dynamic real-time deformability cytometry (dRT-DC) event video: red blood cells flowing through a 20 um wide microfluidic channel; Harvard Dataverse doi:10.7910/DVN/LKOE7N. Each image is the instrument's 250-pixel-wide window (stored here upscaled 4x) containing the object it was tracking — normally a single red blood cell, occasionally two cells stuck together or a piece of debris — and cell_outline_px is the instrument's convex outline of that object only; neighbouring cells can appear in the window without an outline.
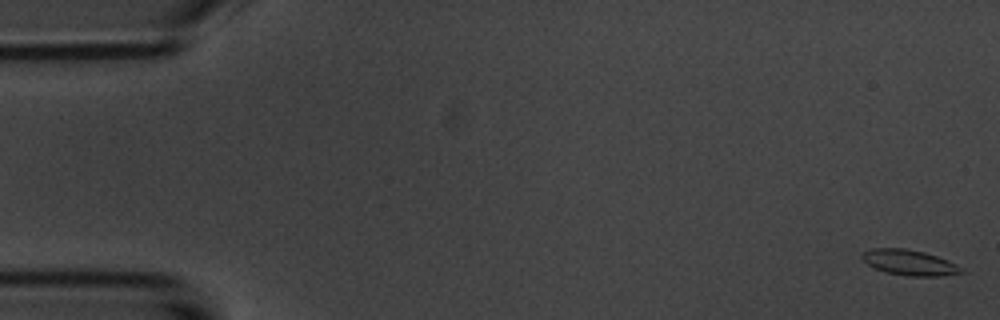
{"species": "common noctule bat (a hibernating species)", "species_latin": "Nyctalus noctula", "temperature_condition": "room temperature", "stored_images_in_passage": 10, "camera_frame_rate_fps": 3000, "um_per_image_px": 0.085, "animal": {"sex": "male", "body_mass_g": 20.1, "forearm_length_mm": 53.5}, "frame": {"image": 1, "passage_image": 1, "time_ms": 0.0, "image_size_px": [1000, 320], "cell_outline_px": [[964, 272], [940, 276], [908, 276], [888, 272], [876, 268], [868, 264], [860, 256], [864, 252], [872, 248], [904, 248], [924, 252], [936, 256], [956, 264], [964, 268]], "centroid_in_image_um": [77.32, 22.31], "position_along_channel_um": 7.7, "area_um2": 14.51}}
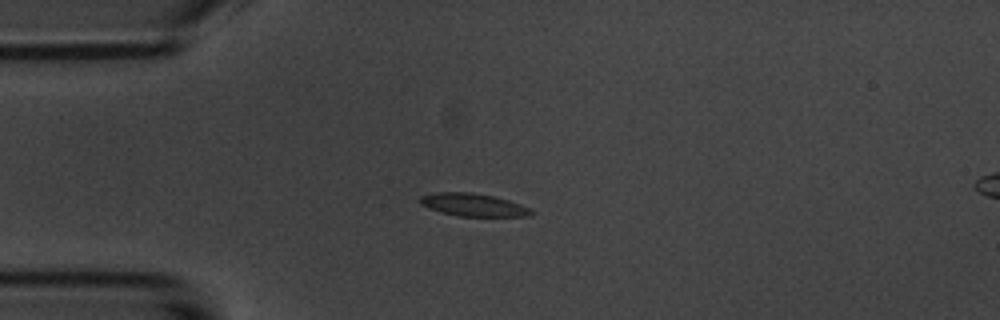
{"frame": {"image": 2, "passage_image": 4, "time_ms": 4.333, "image_size_px": [1000, 320], "cell_outline_px": [[536, 212], [532, 216], [456, 216], [440, 212], [428, 208], [420, 204], [420, 196], [436, 192], [472, 192], [492, 196], [508, 200], [520, 204]], "centroid_in_image_um": [40.22, 17.42], "position_along_channel_um": 44.8, "area_um2": 14.8}}
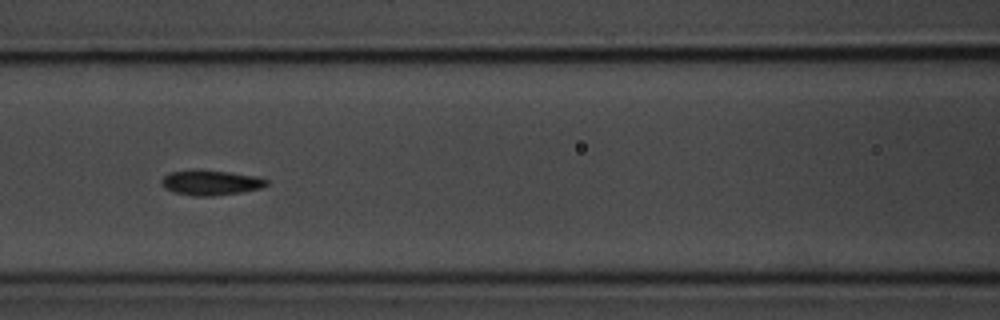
{"frame": {"image": 3, "passage_image": 7, "time_ms": 7.667, "image_size_px": [1000, 320], "cell_outline_px": [[268, 184], [260, 188], [240, 192], [212, 196], [196, 196], [176, 192], [164, 188], [160, 184], [160, 180], [168, 172], [228, 172], [256, 176], [268, 180]], "centroid_in_image_um": [17.92, 15.55], "position_along_channel_um": 148.7, "area_um2": 14.62}}